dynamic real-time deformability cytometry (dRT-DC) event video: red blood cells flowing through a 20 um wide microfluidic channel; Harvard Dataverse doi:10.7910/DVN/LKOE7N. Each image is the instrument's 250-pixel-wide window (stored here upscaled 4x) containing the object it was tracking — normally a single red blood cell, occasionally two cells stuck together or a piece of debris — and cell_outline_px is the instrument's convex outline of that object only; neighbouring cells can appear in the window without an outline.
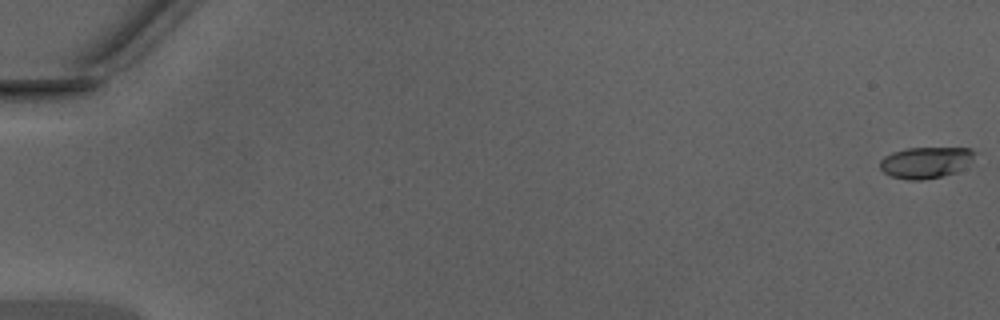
{"species": "Egyptian fruit bat (a non-hibernating species)", "species_latin": "Rousettus aegyptiacus", "temperature_condition": "warm", "stored_images_in_passage": 8, "camera_frame_rate_fps": 3000, "um_per_image_px": 0.085, "animal": {"sex": "male"}, "frame": {"image": 1, "passage_image": 1, "time_ms": 0.0, "image_size_px": [1000, 320], "cell_outline_px": [[980, 152], [972, 160], [956, 172], [940, 176], [920, 180], [908, 180], [892, 176], [884, 172], [880, 168], [880, 160], [884, 156], [892, 152], [908, 148], [972, 148]], "centroid_in_image_um": [78.71, 13.79], "position_along_channel_um": 6.3, "area_um2": 17.28}}